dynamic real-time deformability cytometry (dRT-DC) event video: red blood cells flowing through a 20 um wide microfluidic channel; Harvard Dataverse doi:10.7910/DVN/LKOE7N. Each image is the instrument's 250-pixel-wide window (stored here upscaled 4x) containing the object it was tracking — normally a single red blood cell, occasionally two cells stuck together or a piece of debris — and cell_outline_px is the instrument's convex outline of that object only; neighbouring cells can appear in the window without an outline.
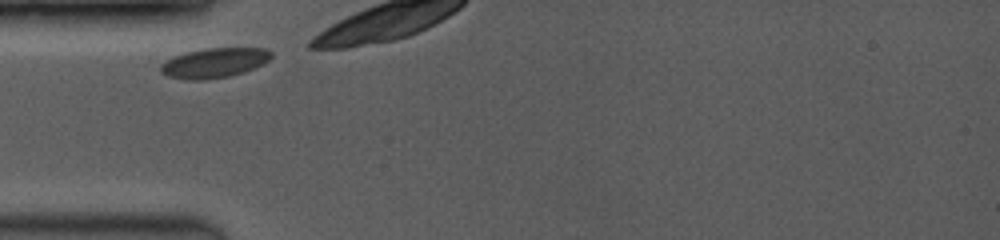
{"species": "common noctule bat (a hibernating species)", "species_latin": "Nyctalus noctula", "temperature_condition": "room temperature", "stored_images_in_passage": 7, "camera_frame_rate_fps": 3500, "um_per_image_px": 0.085, "animal": {"sex": "female", "body_mass_g": 19.0, "forearm_length_mm": 53.3}, "frame": {"image": 1, "passage_image": 1, "time_ms": 0.0, "image_size_px": [1000, 240], "cell_outline_px": [[272, 56], [268, 60], [244, 72], [228, 76], [204, 80], [188, 80], [168, 76], [160, 72], [160, 64], [172, 56], [184, 52], [204, 48], [264, 48], [272, 52]], "centroid_in_image_um": [18.15, 5.33], "position_along_channel_um": 66.8, "area_um2": 19.19}}